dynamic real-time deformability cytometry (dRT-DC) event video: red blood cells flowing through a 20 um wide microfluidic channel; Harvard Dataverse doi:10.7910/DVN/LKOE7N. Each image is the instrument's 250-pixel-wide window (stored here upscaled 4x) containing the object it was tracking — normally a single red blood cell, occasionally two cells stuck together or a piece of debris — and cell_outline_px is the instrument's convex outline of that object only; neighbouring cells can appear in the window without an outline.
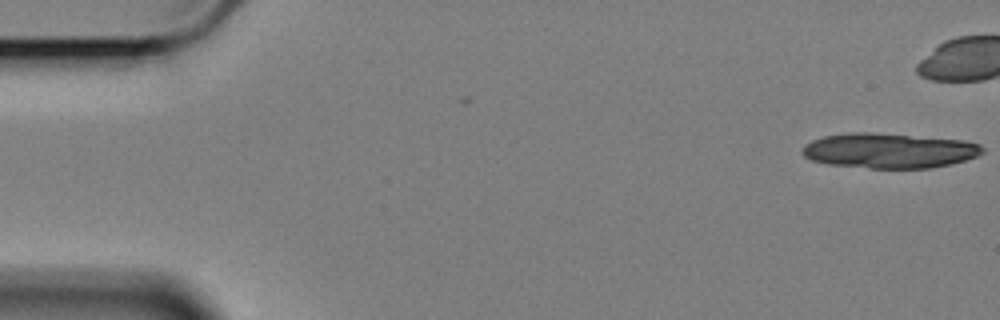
{"species": "Egyptian fruit bat (a non-hibernating species)", "species_latin": "Rousettus aegyptiacus", "temperature_condition": "cold", "stored_images_in_passage": 4, "camera_frame_rate_fps": 3000, "um_per_image_px": 0.085, "animal": {"sex": "female"}, "frame": {"image": 1, "passage_image": 4, "time_ms": 1.0, "image_size_px": [1000, 320], "cell_outline_px": [[984, 152], [976, 156], [964, 160], [948, 164], [928, 168], [868, 168], [828, 164], [812, 160], [804, 156], [800, 152], [804, 144], [812, 140], [824, 136], [848, 132], [872, 132], [964, 140], [980, 144], [984, 148]], "centroid_in_image_um": [75.54, 12.79], "position_along_channel_um": 9.5, "area_um2": 36.82}}